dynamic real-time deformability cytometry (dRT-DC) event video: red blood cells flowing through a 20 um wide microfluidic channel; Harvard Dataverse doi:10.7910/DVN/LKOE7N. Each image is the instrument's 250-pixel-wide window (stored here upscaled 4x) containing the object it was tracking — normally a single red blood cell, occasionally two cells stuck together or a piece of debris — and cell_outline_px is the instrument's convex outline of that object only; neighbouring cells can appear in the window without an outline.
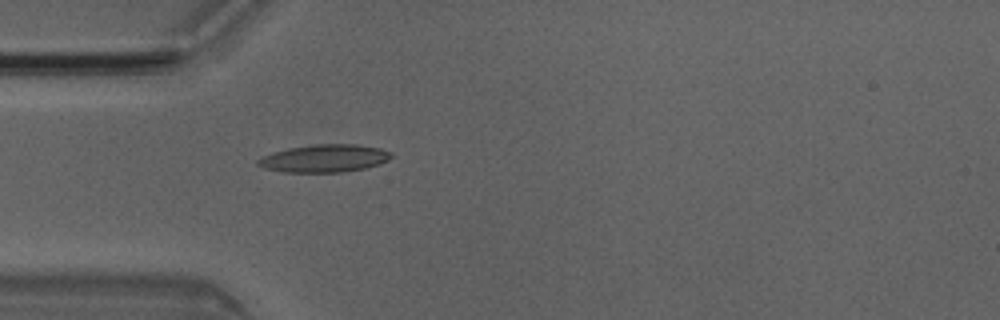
{"species": "Egyptian fruit bat (a non-hibernating species)", "species_latin": "Rousettus aegyptiacus", "temperature_condition": "room temperature", "stored_images_in_passage": 1, "camera_frame_rate_fps": 3000, "um_per_image_px": 0.085, "animal": {"sex": "male"}, "frame": {"image": 1, "passage_image": 1, "time_ms": 0.0, "image_size_px": [1000, 320], "cell_outline_px": [[396, 156], [380, 164], [364, 168], [340, 172], [284, 172], [264, 168], [256, 164], [256, 160], [272, 152], [288, 148], [312, 144], [356, 144], [380, 148], [392, 152]], "centroid_in_image_um": [27.6, 13.45], "position_along_channel_um": 57.4, "area_um2": 21.68}}